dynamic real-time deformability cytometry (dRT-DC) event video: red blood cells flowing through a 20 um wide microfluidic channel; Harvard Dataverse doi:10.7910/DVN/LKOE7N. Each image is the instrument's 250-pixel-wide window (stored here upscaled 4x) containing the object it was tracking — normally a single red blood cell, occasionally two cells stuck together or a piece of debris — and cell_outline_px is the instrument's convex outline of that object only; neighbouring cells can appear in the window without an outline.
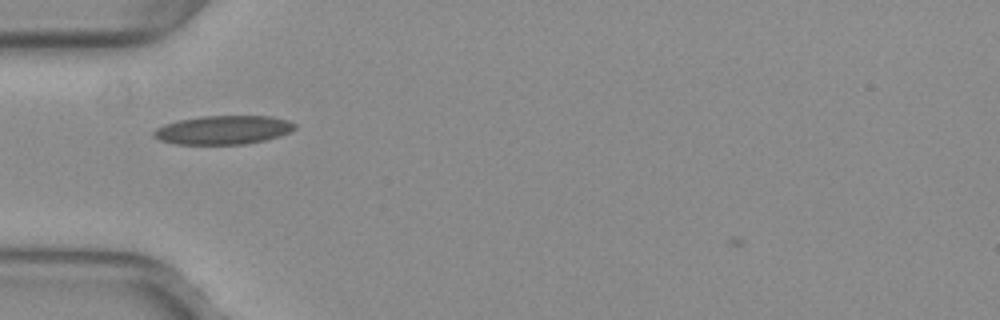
{"species": "common noctule bat (a hibernating species)", "species_latin": "Nyctalus noctula", "temperature_condition": "warm", "stored_images_in_passage": 23, "camera_frame_rate_fps": 3000, "um_per_image_px": 0.085, "animal": {"sex": "female", "body_mass_g": 29.2, "forearm_length_mm": 56.3}, "frame": {"image": 1, "passage_image": 5, "time_ms": 1.333, "image_size_px": [1000, 320], "cell_outline_px": [[296, 128], [280, 136], [264, 140], [244, 144], [176, 144], [160, 140], [152, 136], [152, 132], [156, 128], [164, 124], [180, 120], [200, 116], [272, 116], [288, 120], [296, 124]], "centroid_in_image_um": [18.97, 11.04], "position_along_channel_um": 66.0, "area_um2": 23.64}}
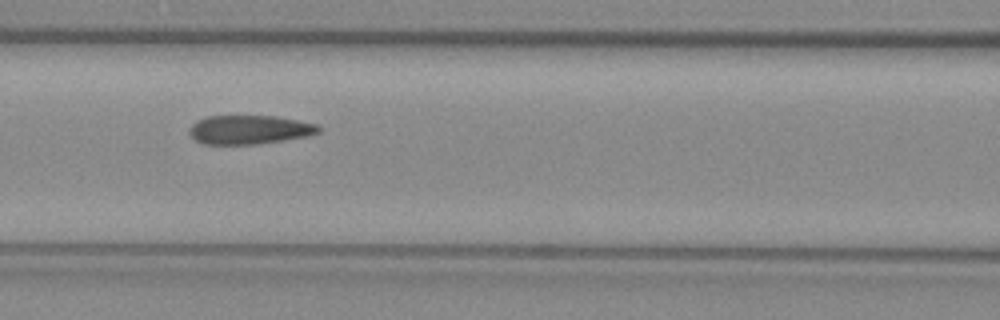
{"frame": {"image": 2, "passage_image": 11, "time_ms": 3.333, "image_size_px": [1000, 320], "cell_outline_px": [[320, 132], [308, 136], [284, 140], [256, 144], [200, 144], [188, 132], [188, 128], [196, 120], [208, 116], [276, 116], [316, 124], [320, 128]], "centroid_in_image_um": [21.16, 11.02], "position_along_channel_um": 145.4, "area_um2": 21.79}}
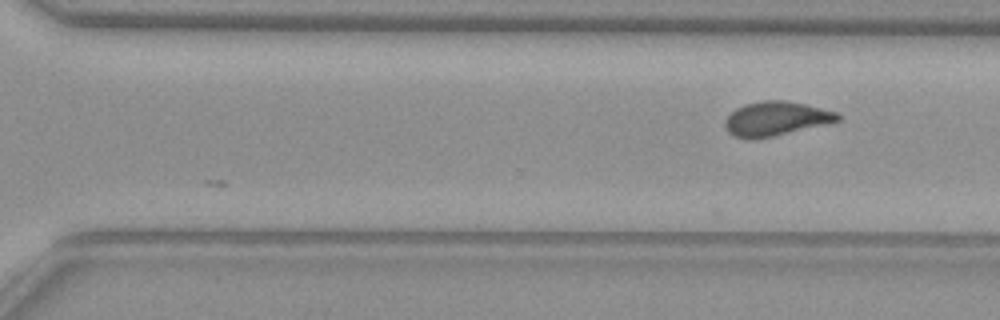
{"frame": {"image": 3, "passage_image": 23, "time_ms": 7.333, "image_size_px": [1000, 320], "cell_outline_px": [[840, 120], [824, 124], [772, 136], [752, 140], [748, 140], [732, 136], [728, 132], [724, 124], [724, 120], [736, 108], [744, 104], [764, 100], [784, 100], [804, 104], [840, 112]], "centroid_in_image_um": [65.91, 10.09], "position_along_channel_um": 304.7, "area_um2": 22.43}}